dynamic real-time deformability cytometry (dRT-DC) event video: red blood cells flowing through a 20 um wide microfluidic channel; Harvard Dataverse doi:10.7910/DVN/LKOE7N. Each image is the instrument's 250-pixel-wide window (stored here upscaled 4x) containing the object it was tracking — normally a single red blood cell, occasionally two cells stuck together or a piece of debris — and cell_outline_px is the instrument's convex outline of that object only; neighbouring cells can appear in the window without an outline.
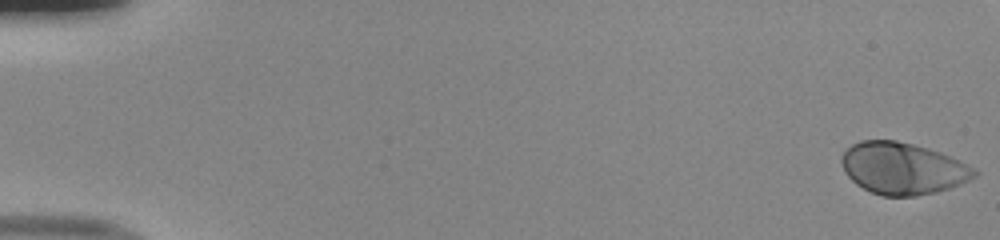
{"species": "human", "species_latin": "Homo sapiens", "temperature_condition": "room temperature", "stored_images_in_passage": 48, "camera_frame_rate_fps": 3000, "um_per_image_px": 0.085, "donor": {"sex": "male"}, "frame": {"image": 1, "passage_image": 1, "time_ms": 0.0, "image_size_px": [1000, 240], "cell_outline_px": [[980, 172], [976, 176], [968, 180], [948, 188], [936, 192], [916, 196], [884, 196], [872, 192], [856, 184], [844, 172], [840, 160], [840, 156], [852, 144], [860, 140], [896, 140], [928, 148], [940, 152]], "centroid_in_image_um": [76.68, 14.31], "position_along_channel_um": 8.3, "area_um2": 39.77}}
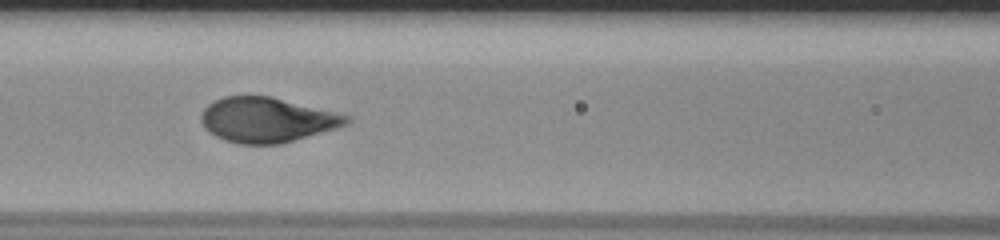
{"frame": {"image": 2, "passage_image": 24, "time_ms": 7.667, "image_size_px": [1000, 240], "cell_outline_px": [[352, 120], [348, 124], [336, 128], [280, 144], [240, 144], [224, 140], [216, 136], [204, 128], [200, 120], [200, 116], [204, 108], [208, 104], [224, 96], [268, 96], [352, 116]], "centroid_in_image_um": [22.67, 10.19], "position_along_channel_um": 143.9, "area_um2": 37.8}}
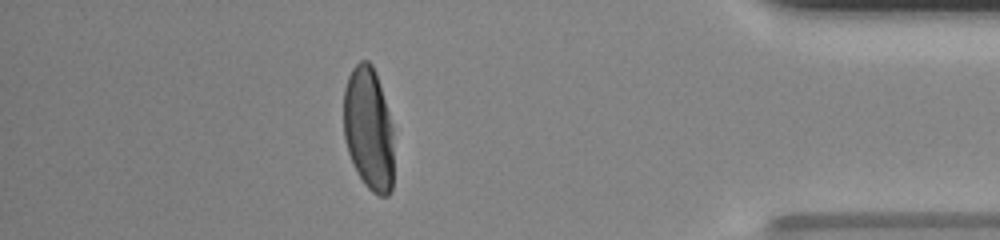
{"frame": {"image": 3, "passage_image": 46, "time_ms": 15.0, "image_size_px": [1000, 240], "cell_outline_px": [[392, 188], [388, 196], [380, 196], [372, 192], [364, 184], [348, 152], [344, 136], [344, 88], [348, 76], [352, 68], [360, 60], [368, 60], [372, 64], [376, 72], [380, 84], [388, 112], [392, 128]], "centroid_in_image_um": [31.32, 10.92], "position_along_channel_um": 403.9, "area_um2": 35.78}}